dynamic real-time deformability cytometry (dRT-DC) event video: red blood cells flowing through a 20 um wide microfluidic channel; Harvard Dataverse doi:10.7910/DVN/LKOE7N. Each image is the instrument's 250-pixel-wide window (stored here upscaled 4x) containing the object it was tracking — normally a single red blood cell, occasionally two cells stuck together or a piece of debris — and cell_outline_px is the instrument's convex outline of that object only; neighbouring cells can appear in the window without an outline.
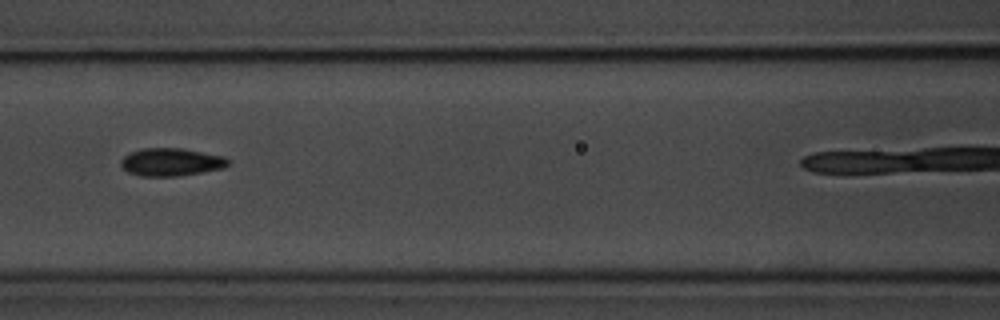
{"species": "common noctule bat (a hibernating species)", "species_latin": "Nyctalus noctula", "temperature_condition": "room temperature", "stored_images_in_passage": 8, "camera_frame_rate_fps": 3000, "um_per_image_px": 0.085, "animal": {"sex": "male", "body_mass_g": 20.1, "forearm_length_mm": 53.5}, "frame": {"image": 1, "passage_image": 3, "time_ms": 2.333, "image_size_px": [1000, 320], "cell_outline_px": [[232, 160], [224, 168], [176, 176], [140, 176], [128, 172], [120, 164], [120, 160], [124, 156], [132, 152], [144, 148], [180, 148], [224, 156]], "centroid_in_image_um": [14.56, 13.77], "position_along_channel_um": 152.0, "area_um2": 17.28}}
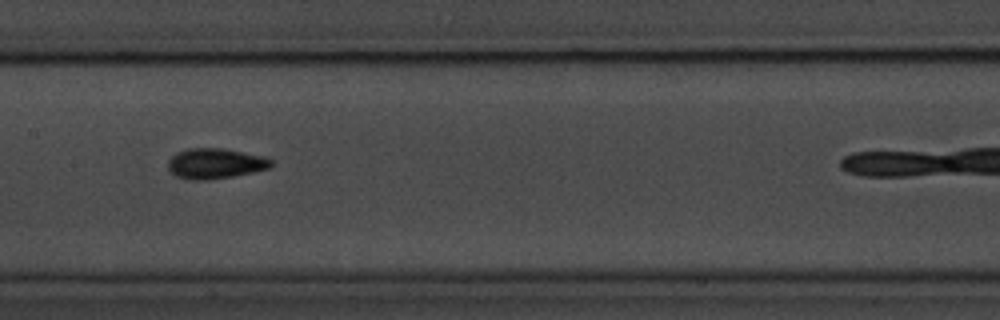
{"frame": {"image": 2, "passage_image": 4, "time_ms": 3.333, "image_size_px": [1000, 320], "cell_outline_px": [[272, 164], [268, 168], [252, 172], [232, 176], [208, 180], [192, 180], [176, 176], [168, 172], [168, 160], [176, 152], [188, 148], [224, 148], [264, 156], [272, 160]], "centroid_in_image_um": [18.25, 13.89], "position_along_channel_um": 189.1, "area_um2": 18.32}}